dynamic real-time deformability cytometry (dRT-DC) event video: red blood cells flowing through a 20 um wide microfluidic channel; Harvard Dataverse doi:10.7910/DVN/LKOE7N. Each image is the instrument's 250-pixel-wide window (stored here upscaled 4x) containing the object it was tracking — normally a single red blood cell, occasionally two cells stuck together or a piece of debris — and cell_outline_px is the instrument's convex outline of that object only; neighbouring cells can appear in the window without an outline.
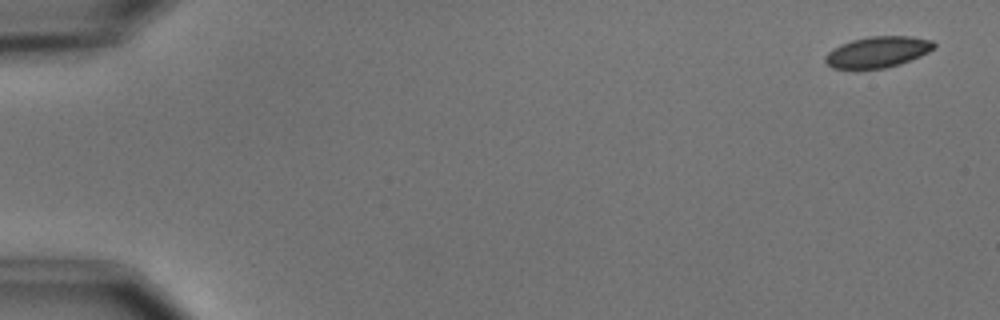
{"species": "common noctule bat (a hibernating species)", "species_latin": "Nyctalus noctula", "temperature_condition": "cold", "stored_images_in_passage": 7, "camera_frame_rate_fps": 3000, "um_per_image_px": 0.085, "animal": {"sex": "male", "body_mass_g": 15.6}, "frame": {"image": 1, "passage_image": 1, "time_ms": 0.0, "image_size_px": [1000, 320], "cell_outline_px": [[936, 48], [920, 56], [900, 64], [884, 68], [832, 68], [824, 60], [824, 56], [828, 52], [840, 44], [852, 40], [868, 36], [912, 36], [932, 40], [936, 44]], "centroid_in_image_um": [74.63, 4.4], "position_along_channel_um": 10.4, "area_um2": 19.65}}
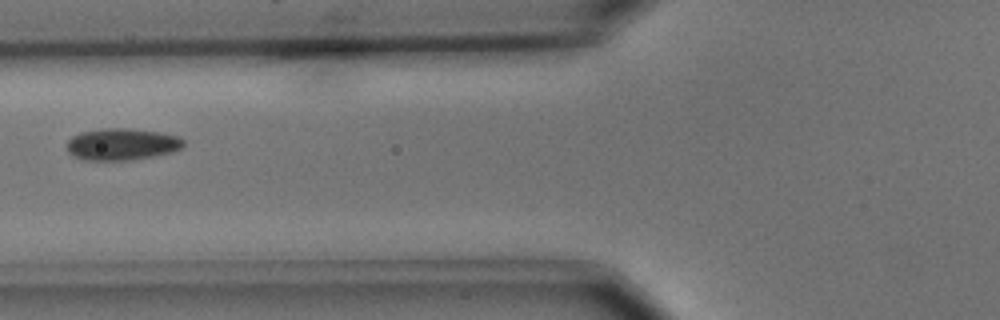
{"frame": {"image": 2, "passage_image": 6, "time_ms": 6.667, "image_size_px": [1000, 320], "cell_outline_px": [[184, 144], [180, 148], [172, 152], [152, 156], [128, 160], [84, 160], [68, 152], [68, 140], [72, 136], [80, 132], [100, 128], [132, 128], [160, 132], [180, 136], [184, 140]], "centroid_in_image_um": [10.37, 12.24], "position_along_channel_um": 115.4, "area_um2": 21.68}}
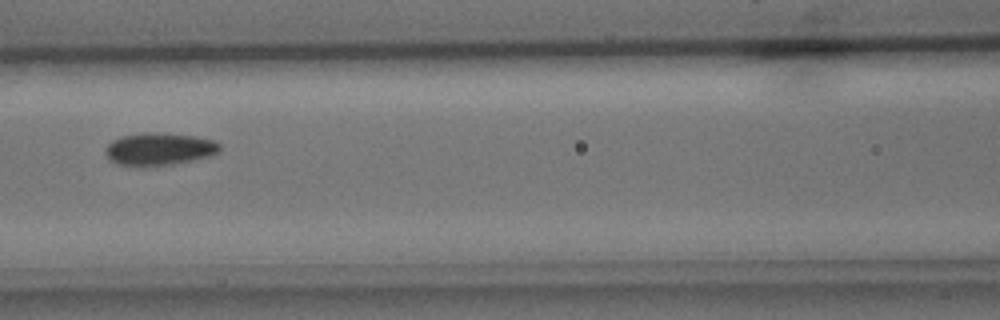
{"frame": {"image": 3, "passage_image": 7, "time_ms": 7.667, "image_size_px": [1000, 320], "cell_outline_px": [[220, 152], [212, 156], [172, 164], [116, 164], [108, 160], [104, 152], [104, 148], [112, 140], [120, 136], [148, 132], [160, 132], [192, 136], [216, 140], [220, 144]], "centroid_in_image_um": [13.54, 12.64], "position_along_channel_um": 153.1, "area_um2": 21.5}}